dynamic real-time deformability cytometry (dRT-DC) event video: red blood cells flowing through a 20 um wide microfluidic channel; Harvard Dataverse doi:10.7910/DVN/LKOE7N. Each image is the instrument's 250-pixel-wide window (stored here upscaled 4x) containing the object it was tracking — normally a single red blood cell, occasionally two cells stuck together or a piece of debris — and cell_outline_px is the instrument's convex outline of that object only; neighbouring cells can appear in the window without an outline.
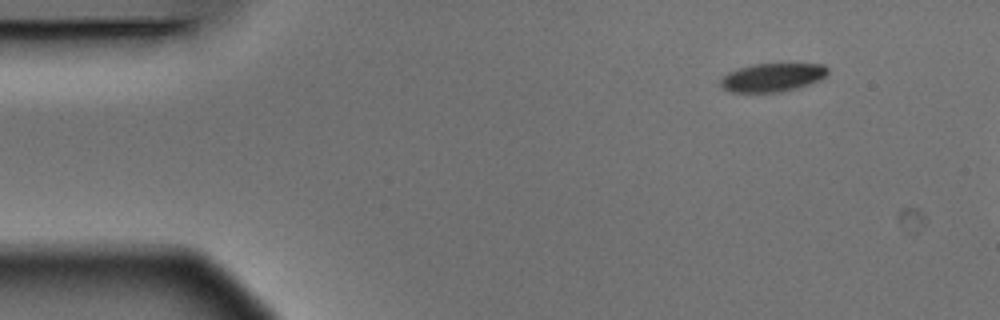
{"species": "Egyptian fruit bat (a non-hibernating species)", "species_latin": "Rousettus aegyptiacus", "temperature_condition": "warm", "stored_images_in_passage": 6, "segment_of_instrument_passage": [2, 2], "camera_frame_rate_fps": 3000, "um_per_image_px": 0.085, "animal": {"sex": "male"}, "frame": {"image": 1, "passage_image": 6, "time_ms": 1.667, "image_size_px": [1000, 320], "cell_outline_px": [[828, 72], [820, 80], [796, 88], [780, 92], [732, 92], [724, 88], [720, 84], [720, 80], [728, 72], [740, 68], [756, 64], [824, 64], [828, 68]], "centroid_in_image_um": [65.66, 6.58], "position_along_channel_um": 19.3, "area_um2": 17.51}}